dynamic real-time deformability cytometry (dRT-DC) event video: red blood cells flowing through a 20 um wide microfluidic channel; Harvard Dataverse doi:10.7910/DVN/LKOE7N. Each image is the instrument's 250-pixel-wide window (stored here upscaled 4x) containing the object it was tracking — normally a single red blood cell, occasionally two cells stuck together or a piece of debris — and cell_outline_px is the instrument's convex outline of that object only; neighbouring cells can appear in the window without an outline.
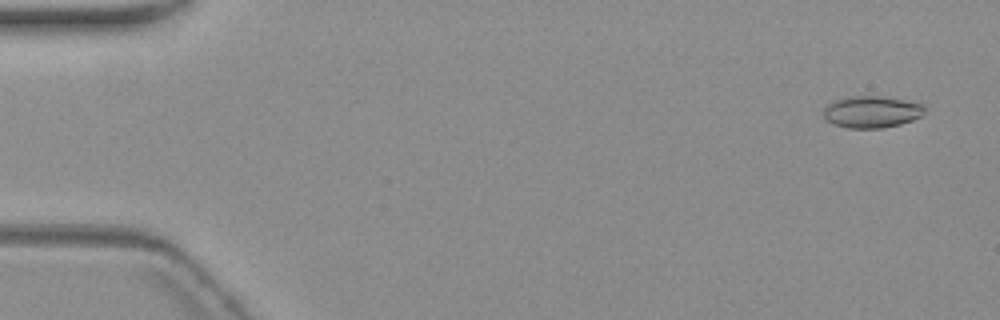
{"species": "common noctule bat (a hibernating species)", "species_latin": "Nyctalus noctula", "temperature_condition": "warm", "stored_images_in_passage": 5, "camera_frame_rate_fps": 3000, "um_per_image_px": 0.085, "animal": {"sex": "female", "body_mass_g": 19.3, "forearm_length_mm": 54.1}, "frame": {"image": 1, "passage_image": 1, "time_ms": 0.0, "image_size_px": [1000, 320], "cell_outline_px": [[924, 112], [920, 116], [912, 120], [900, 124], [880, 128], [848, 128], [832, 124], [824, 116], [824, 108], [828, 104], [836, 100], [852, 96], [880, 96], [920, 104], [924, 108]], "centroid_in_image_um": [74.05, 9.52], "position_along_channel_um": 11.0, "area_um2": 18.32}}
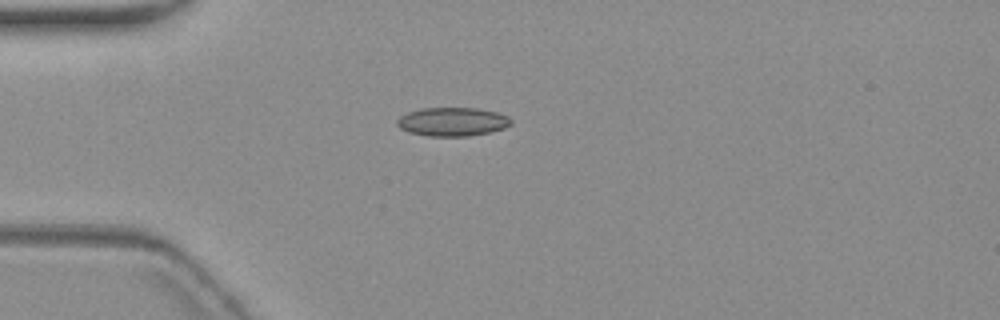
{"frame": {"image": 2, "passage_image": 4, "time_ms": 4.333, "image_size_px": [1000, 320], "cell_outline_px": [[512, 124], [504, 128], [488, 132], [468, 136], [428, 136], [408, 132], [400, 128], [396, 124], [396, 120], [400, 116], [408, 112], [420, 108], [480, 108], [496, 112], [508, 116], [512, 120]], "centroid_in_image_um": [38.44, 10.34], "position_along_channel_um": 46.6, "area_um2": 19.13}}